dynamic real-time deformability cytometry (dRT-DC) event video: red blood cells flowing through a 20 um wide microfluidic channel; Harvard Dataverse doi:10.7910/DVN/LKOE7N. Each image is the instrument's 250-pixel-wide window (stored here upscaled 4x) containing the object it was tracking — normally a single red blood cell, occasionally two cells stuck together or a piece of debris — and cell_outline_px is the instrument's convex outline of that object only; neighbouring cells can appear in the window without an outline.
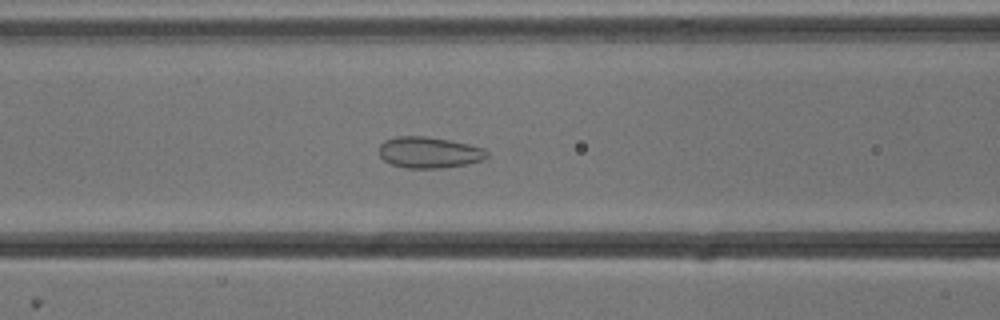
{"species": "common noctule bat (a hibernating species)", "species_latin": "Nyctalus noctula", "temperature_condition": "cold", "stored_images_in_passage": 53, "camera_frame_rate_fps": 3000, "um_per_image_px": 0.085, "animal": {"sex": "male", "body_mass_g": 13.3}, "frame": {"image": 1, "passage_image": 21, "time_ms": 6.667, "image_size_px": [1000, 320], "cell_outline_px": [[488, 156], [484, 160], [468, 164], [440, 168], [408, 168], [392, 164], [384, 160], [380, 156], [380, 144], [384, 140], [396, 136], [424, 136], [448, 140], [468, 144], [484, 148], [488, 152]], "centroid_in_image_um": [36.49, 12.96], "position_along_channel_um": 130.1, "area_um2": 19.59}}
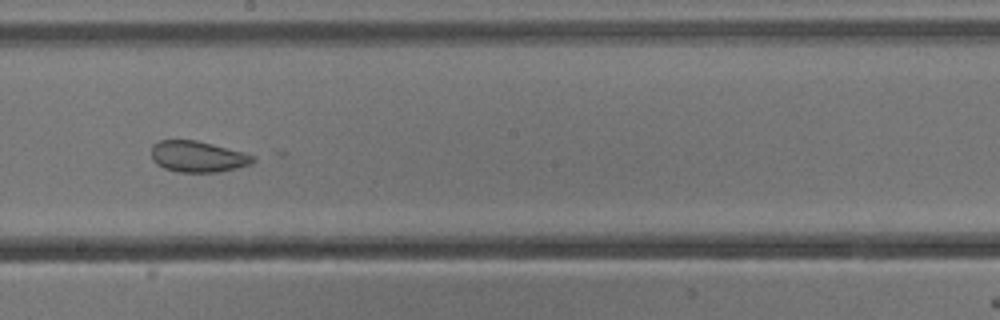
{"frame": {"image": 2, "passage_image": 29, "time_ms": 9.333, "image_size_px": [1000, 320], "cell_outline_px": [[256, 160], [252, 164], [220, 172], [180, 172], [164, 168], [156, 164], [152, 160], [152, 144], [160, 140], [196, 140], [244, 152], [256, 156]], "centroid_in_image_um": [16.83, 13.31], "position_along_channel_um": 231.4, "area_um2": 18.55}}
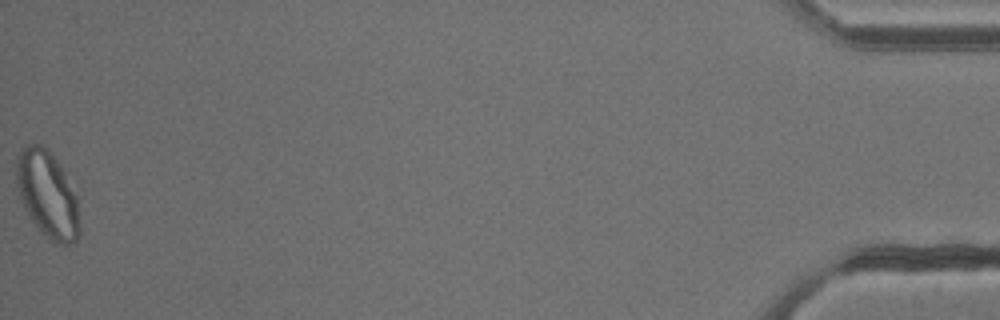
{"frame": {"image": 3, "passage_image": 53, "time_ms": 17.333, "image_size_px": [1000, 320], "cell_outline_px": [[80, 236], [72, 244], [56, 244], [28, 216], [20, 200], [16, 180], [16, 156], [20, 148], [24, 144], [40, 144], [48, 148], [60, 164], [76, 196], [80, 224]], "centroid_in_image_um": [4.02, 16.48], "position_along_channel_um": 431.2, "area_um2": 32.02}, "authors_computed_cell_mechanics": {"area_um2": 25.3164, "velocity_mm_per_s": 3.8114, "shape_relaxation_time_tau1_ms": null, "shape_relaxation_time_tau2_ms": 0.9652, "deformation_change_tau1": null, "deformation_change_tau2": 0.0623}}